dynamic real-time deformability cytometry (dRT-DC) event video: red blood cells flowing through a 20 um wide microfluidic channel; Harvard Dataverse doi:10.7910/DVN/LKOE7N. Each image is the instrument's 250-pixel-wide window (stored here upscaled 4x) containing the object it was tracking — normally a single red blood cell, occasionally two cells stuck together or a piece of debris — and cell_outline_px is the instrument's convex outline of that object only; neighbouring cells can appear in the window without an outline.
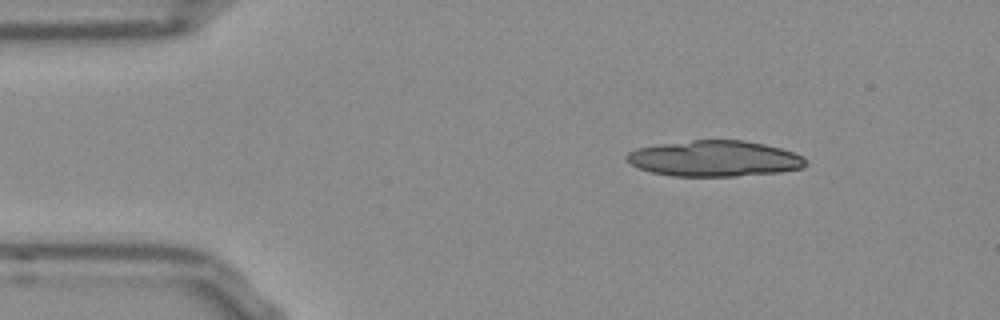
{"species": "Egyptian fruit bat (a non-hibernating species)", "species_latin": "Rousettus aegyptiacus", "temperature_condition": "room temperature", "stored_images_in_passage": 16, "camera_frame_rate_fps": 3000, "um_per_image_px": 0.085, "frame": {"image": 1, "passage_image": 1, "time_ms": 0.0, "image_size_px": [1000, 320], "cell_outline_px": [[808, 164], [804, 168], [780, 172], [736, 176], [672, 176], [652, 172], [640, 168], [632, 164], [624, 156], [628, 152], [636, 148], [660, 144], [692, 140], [744, 140], [764, 144], [780, 148], [804, 156]], "centroid_in_image_um": [60.76, 13.48], "position_along_channel_um": 24.2, "area_um2": 37.45}}
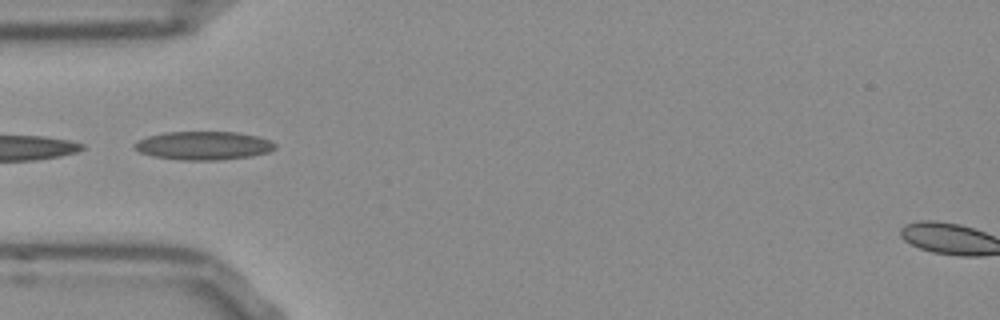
{"frame": {"image": 2, "passage_image": 10, "time_ms": 3.0, "image_size_px": [1000, 320], "cell_outline_px": [[276, 148], [268, 152], [252, 156], [216, 160], [180, 160], [152, 156], [140, 152], [132, 148], [132, 144], [136, 140], [148, 136], [164, 132], [236, 132], [256, 136], [272, 140], [276, 144]], "centroid_in_image_um": [17.26, 12.37], "position_along_channel_um": 67.7, "area_um2": 23.52}}